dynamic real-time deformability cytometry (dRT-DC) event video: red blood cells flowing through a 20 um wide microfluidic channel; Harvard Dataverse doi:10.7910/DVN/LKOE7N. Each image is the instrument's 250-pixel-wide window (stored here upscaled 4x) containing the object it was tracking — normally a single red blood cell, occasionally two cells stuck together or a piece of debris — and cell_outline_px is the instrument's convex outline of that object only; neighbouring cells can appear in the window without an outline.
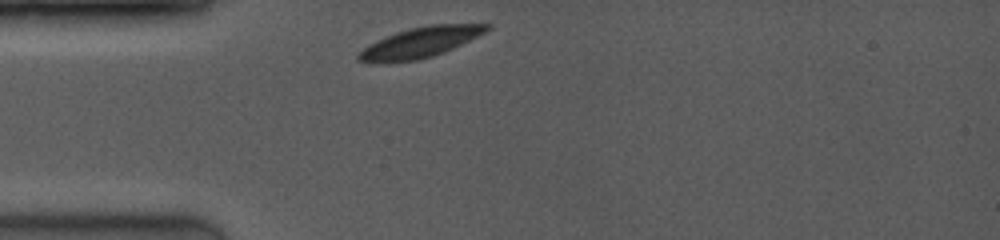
{"species": "common noctule bat (a hibernating species)", "species_latin": "Nyctalus noctula", "temperature_condition": "room temperature", "stored_images_in_passage": 11, "camera_frame_rate_fps": 4000, "um_per_image_px": 0.085, "animal": {"sex": "female", "body_mass_g": 19.0, "forearm_length_mm": 53.3}, "frame": {"image": 1, "passage_image": 1, "time_ms": 0.0, "image_size_px": [1000, 240], "cell_outline_px": [[492, 28], [444, 52], [420, 60], [388, 64], [380, 64], [356, 60], [356, 56], [364, 48], [388, 36], [412, 28], [432, 24], [492, 24]], "centroid_in_image_um": [35.7, 3.64], "position_along_channel_um": 49.3, "area_um2": 22.37}}
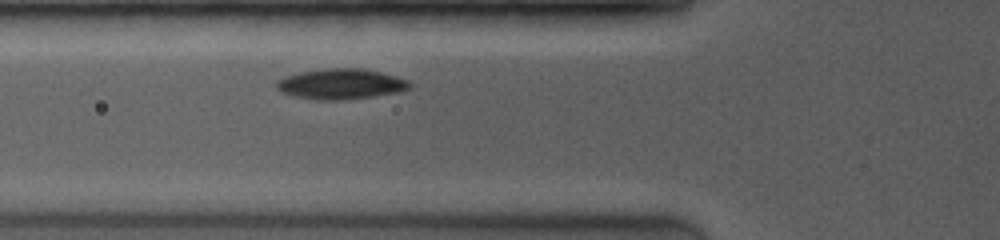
{"frame": {"image": 2, "passage_image": 4, "time_ms": 0.75, "image_size_px": [1000, 240], "cell_outline_px": [[412, 88], [400, 92], [372, 96], [340, 100], [316, 100], [292, 96], [280, 92], [276, 88], [276, 84], [280, 80], [288, 76], [304, 72], [332, 68], [356, 68], [380, 72], [404, 80], [412, 84]], "centroid_in_image_um": [28.97, 7.16], "position_along_channel_um": 96.8, "area_um2": 23.12}}
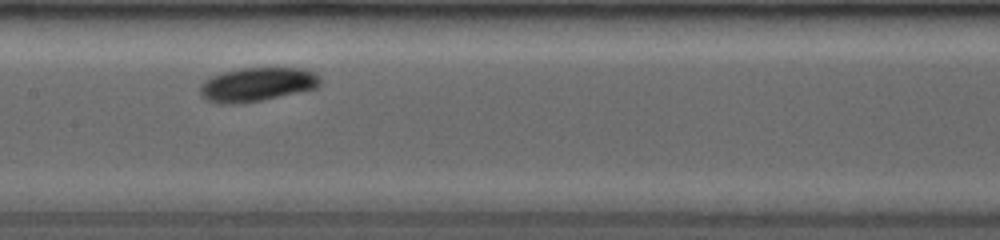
{"frame": {"image": 3, "passage_image": 8, "time_ms": 1.75, "image_size_px": [1000, 240], "cell_outline_px": [[320, 84], [316, 88], [260, 100], [240, 104], [220, 104], [208, 100], [200, 96], [200, 88], [208, 80], [216, 76], [228, 72], [244, 68], [300, 68], [316, 76], [320, 80]], "centroid_in_image_um": [21.84, 7.2], "position_along_channel_um": 185.6, "area_um2": 22.83}}